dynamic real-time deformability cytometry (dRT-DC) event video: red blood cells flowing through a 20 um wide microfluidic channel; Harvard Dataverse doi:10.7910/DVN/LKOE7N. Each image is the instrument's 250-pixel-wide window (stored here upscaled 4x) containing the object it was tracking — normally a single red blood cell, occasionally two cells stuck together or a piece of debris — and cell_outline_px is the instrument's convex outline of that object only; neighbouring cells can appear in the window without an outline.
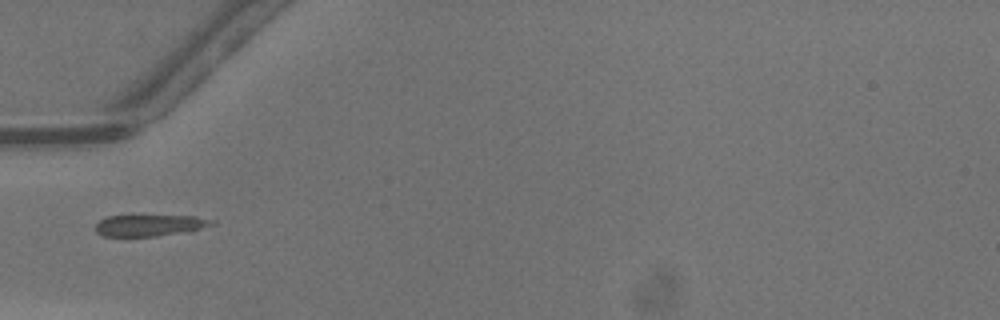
{"species": "common noctule bat (a hibernating species)", "species_latin": "Nyctalus noctula", "temperature_condition": "warm", "stored_images_in_passage": 5, "camera_frame_rate_fps": 3000, "um_per_image_px": 0.085, "animal": {"sex": "male", "body_mass_g": 13.3}, "frame": {"image": 1, "passage_image": 1, "time_ms": 0.0, "image_size_px": [1000, 320], "cell_outline_px": [[216, 224], [188, 232], [156, 236], [104, 236], [96, 232], [96, 224], [100, 220], [108, 216], [132, 212], [136, 212], [196, 216], [216, 220]], "centroid_in_image_um": [12.76, 19.08], "position_along_channel_um": 72.2, "area_um2": 15.9}}
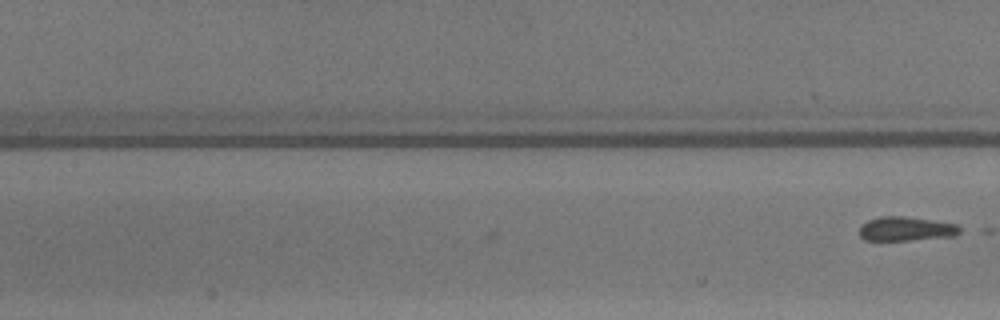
{"frame": {"image": 2, "passage_image": 5, "time_ms": 1.333, "image_size_px": [1000, 320], "cell_outline_px": [[964, 232], [956, 236], [908, 240], [864, 240], [860, 236], [860, 224], [868, 220], [880, 216], [904, 216], [960, 224]], "centroid_in_image_um": [77.08, 19.44], "position_along_channel_um": 130.3, "area_um2": 14.45}}